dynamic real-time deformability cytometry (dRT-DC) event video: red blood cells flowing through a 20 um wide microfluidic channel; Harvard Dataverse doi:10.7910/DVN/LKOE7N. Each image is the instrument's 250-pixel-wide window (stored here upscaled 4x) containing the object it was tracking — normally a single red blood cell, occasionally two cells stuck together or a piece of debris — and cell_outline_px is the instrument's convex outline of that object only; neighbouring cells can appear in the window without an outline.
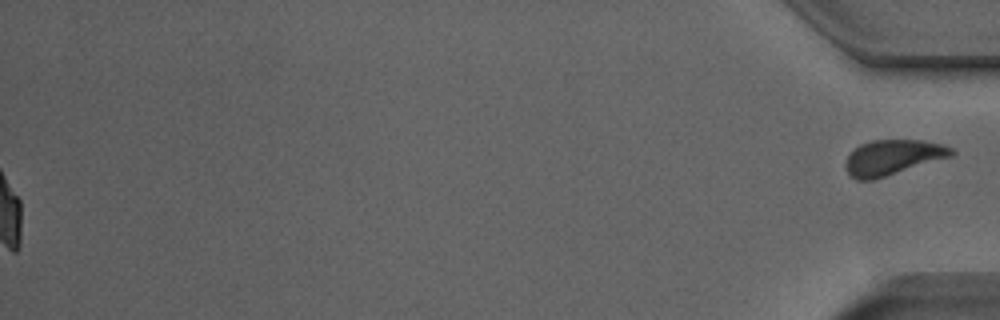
{"species": "Egyptian fruit bat (a non-hibernating species)", "species_latin": "Rousettus aegyptiacus", "temperature_condition": "room temperature", "stored_images_in_passage": 53, "segment_of_instrument_passage": [2, 2], "camera_frame_rate_fps": 3000, "um_per_image_px": 0.085, "animal": {"sex": "male"}, "frame": {"image": 1, "passage_image": 53, "time_ms": 17.333, "image_size_px": [1000, 320], "cell_outline_px": [[956, 152], [952, 156], [872, 180], [856, 180], [844, 168], [844, 164], [848, 156], [860, 144], [872, 140], [924, 140], [944, 144], [952, 148]], "centroid_in_image_um": [75.89, 13.36], "position_along_channel_um": 359.3, "area_um2": 21.62}}